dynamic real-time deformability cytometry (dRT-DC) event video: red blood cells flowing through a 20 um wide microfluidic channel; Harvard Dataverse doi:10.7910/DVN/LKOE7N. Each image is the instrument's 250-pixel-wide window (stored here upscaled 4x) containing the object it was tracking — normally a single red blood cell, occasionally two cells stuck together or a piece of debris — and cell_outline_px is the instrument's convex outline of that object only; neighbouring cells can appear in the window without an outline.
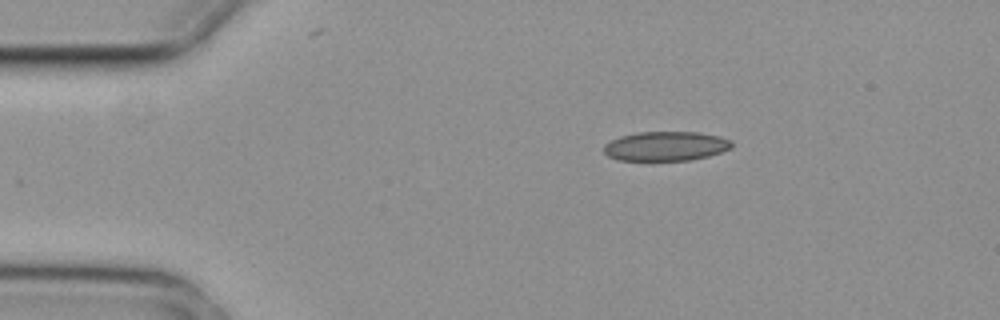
{"species": "common noctule bat (a hibernating species)", "species_latin": "Nyctalus noctula", "temperature_condition": "cold", "stored_images_in_passage": 3, "camera_frame_rate_fps": 3000, "um_per_image_px": 0.085, "animal": {"sex": "female", "body_mass_g": 29.2, "forearm_length_mm": 56.3}, "frame": {"image": 1, "passage_image": 1, "time_ms": 0.0, "image_size_px": [1000, 320], "cell_outline_px": [[732, 148], [708, 156], [688, 160], [616, 160], [608, 156], [604, 152], [604, 144], [620, 136], [636, 132], [700, 132], [720, 136], [732, 140]], "centroid_in_image_um": [56.59, 12.41], "position_along_channel_um": 28.4, "area_um2": 21.96}}
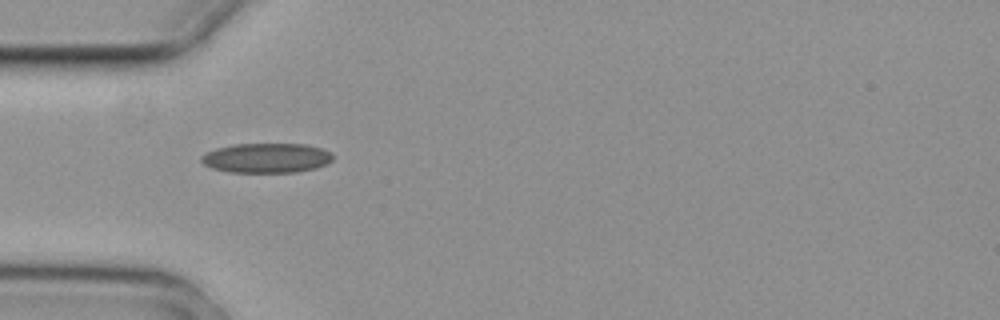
{"frame": {"image": 2, "passage_image": 3, "time_ms": 0.667, "image_size_px": [1000, 320], "cell_outline_px": [[332, 160], [328, 164], [316, 168], [296, 172], [232, 172], [212, 168], [204, 164], [200, 160], [200, 156], [204, 152], [216, 148], [232, 144], [304, 144], [320, 148], [328, 152], [332, 156]], "centroid_in_image_um": [22.61, 13.42], "position_along_channel_um": 62.4, "area_um2": 22.77}}